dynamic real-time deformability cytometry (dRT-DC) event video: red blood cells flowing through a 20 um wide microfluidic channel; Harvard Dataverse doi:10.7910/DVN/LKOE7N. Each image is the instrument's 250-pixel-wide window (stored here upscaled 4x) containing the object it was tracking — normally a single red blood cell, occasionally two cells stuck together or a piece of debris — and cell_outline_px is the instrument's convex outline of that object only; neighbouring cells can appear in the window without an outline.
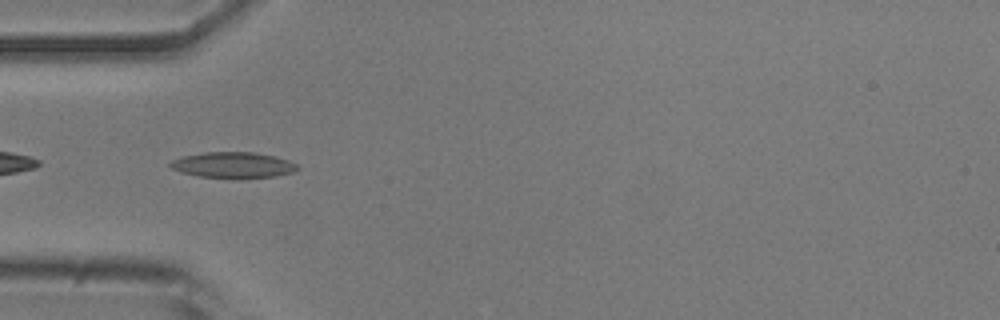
{"species": "common noctule bat (a hibernating species)", "species_latin": "Nyctalus noctula", "temperature_condition": "room temperature", "stored_images_in_passage": 44, "camera_frame_rate_fps": 3000, "um_per_image_px": 0.085, "animal": {"sex": "male", "body_mass_g": 20.5, "forearm_length_mm": 52.5}, "frame": {"image": 1, "passage_image": 8, "time_ms": 2.333, "image_size_px": [1000, 320], "cell_outline_px": [[300, 168], [292, 172], [276, 176], [240, 180], [200, 176], [180, 172], [172, 168], [168, 164], [172, 160], [184, 156], [204, 152], [252, 152], [276, 156], [288, 160], [296, 164]], "centroid_in_image_um": [19.84, 14.05], "position_along_channel_um": 65.2, "area_um2": 19.54}}
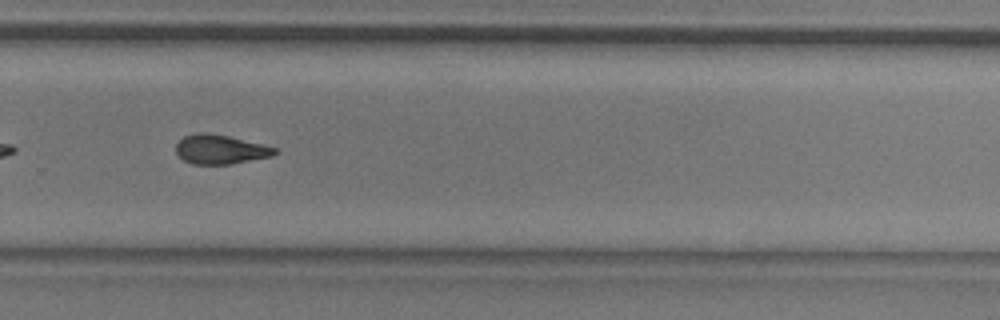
{"frame": {"image": 2, "passage_image": 27, "time_ms": 8.667, "image_size_px": [1000, 320], "cell_outline_px": [[280, 152], [272, 156], [228, 164], [192, 164], [184, 160], [176, 152], [176, 144], [184, 136], [200, 132], [228, 136], [264, 144], [280, 148]], "centroid_in_image_um": [18.78, 12.7], "position_along_channel_um": 311.0, "area_um2": 16.82}}
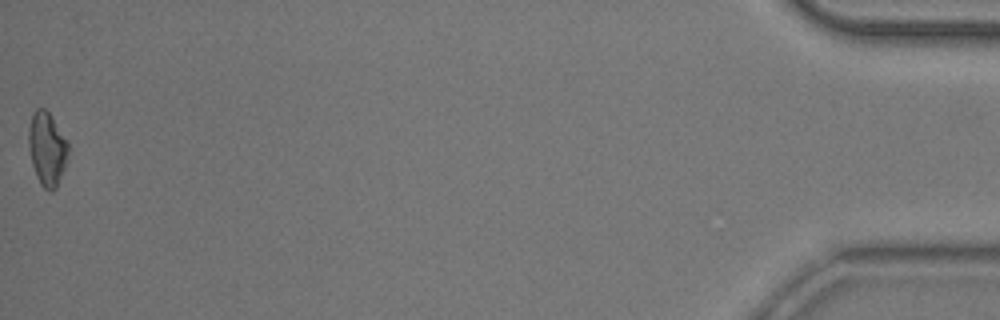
{"frame": {"image": 3, "passage_image": 44, "time_ms": 14.333, "image_size_px": [1000, 320], "cell_outline_px": [[68, 152], [64, 168], [56, 188], [52, 192], [48, 192], [40, 184], [36, 176], [32, 164], [28, 144], [28, 128], [32, 112], [36, 108], [44, 108], [48, 112], [68, 140]], "centroid_in_image_um": [3.98, 12.64], "position_along_channel_um": 431.2, "area_um2": 17.11}, "authors_computed_cell_mechanics": {"area_um2": 17.1666, "velocity_mm_per_s": 3.8809, "shape_relaxation_time_tau1_ms": null, "shape_relaxation_time_tau2_ms": 3.0248, "deformation_change_tau1": null, "deformation_change_tau2": 0.0948}}